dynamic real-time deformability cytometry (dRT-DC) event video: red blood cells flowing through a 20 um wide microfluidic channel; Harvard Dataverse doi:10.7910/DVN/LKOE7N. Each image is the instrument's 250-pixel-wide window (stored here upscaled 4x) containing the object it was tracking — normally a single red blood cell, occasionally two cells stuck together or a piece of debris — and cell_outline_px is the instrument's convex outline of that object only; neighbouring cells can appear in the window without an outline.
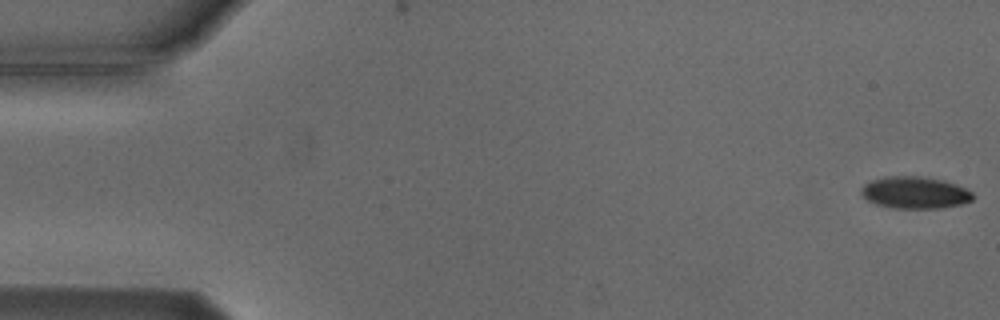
{"species": "Egyptian fruit bat (a non-hibernating species)", "species_latin": "Rousettus aegyptiacus", "temperature_condition": "cold", "stored_images_in_passage": 6, "camera_frame_rate_fps": 3000, "um_per_image_px": 0.085, "animal": {"sex": "male"}, "frame": {"image": 1, "passage_image": 1, "time_ms": 0.0, "image_size_px": [1000, 320], "cell_outline_px": [[976, 196], [972, 200], [960, 204], [940, 208], [892, 208], [876, 204], [868, 200], [860, 192], [860, 188], [864, 184], [872, 180], [888, 176], [916, 176], [944, 180], [956, 184], [972, 192]], "centroid_in_image_um": [77.77, 16.37], "position_along_channel_um": 7.2, "area_um2": 20.75}}
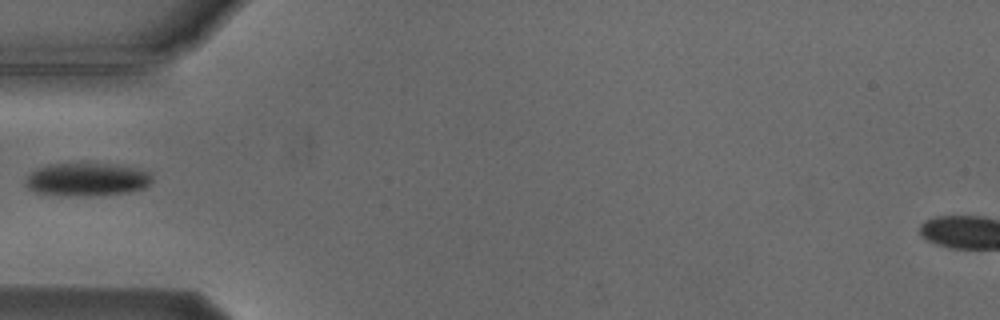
{"frame": {"image": 2, "passage_image": 5, "time_ms": 5.667, "image_size_px": [1000, 320], "cell_outline_px": [[152, 180], [144, 188], [128, 192], [88, 196], [36, 192], [28, 188], [24, 184], [24, 180], [36, 168], [48, 164], [80, 160], [108, 164], [148, 172]], "centroid_in_image_um": [7.3, 15.2], "position_along_channel_um": 77.7, "area_um2": 24.57}}
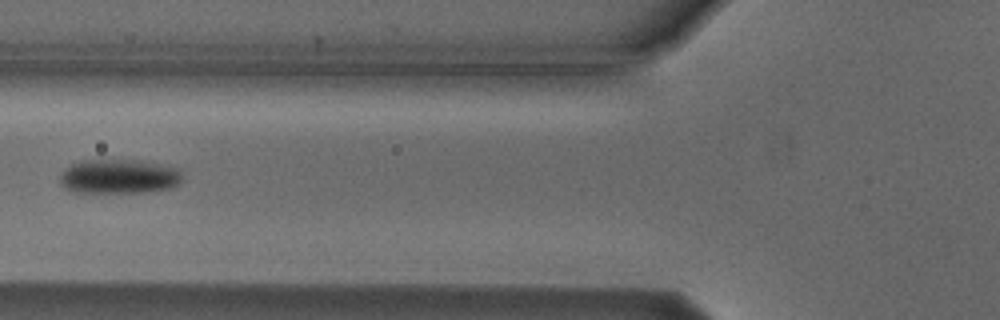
{"frame": {"image": 3, "passage_image": 6, "time_ms": 6.667, "image_size_px": [1000, 320], "cell_outline_px": [[180, 184], [172, 188], [148, 192], [72, 192], [64, 188], [60, 184], [60, 172], [64, 168], [72, 164], [84, 160], [144, 160], [176, 168], [180, 172]], "centroid_in_image_um": [10.08, 15.0], "position_along_channel_um": 115.7, "area_um2": 24.74}}